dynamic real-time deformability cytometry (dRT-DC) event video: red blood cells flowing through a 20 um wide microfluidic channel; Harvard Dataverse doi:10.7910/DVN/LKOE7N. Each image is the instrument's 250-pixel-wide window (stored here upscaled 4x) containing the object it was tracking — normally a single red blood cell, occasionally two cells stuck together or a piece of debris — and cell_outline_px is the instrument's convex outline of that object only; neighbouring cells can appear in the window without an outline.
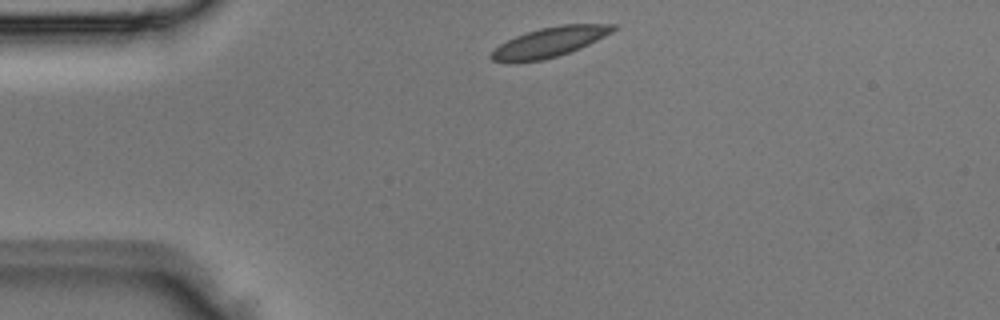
{"species": "Egyptian fruit bat (a non-hibernating species)", "species_latin": "Rousettus aegyptiacus", "temperature_condition": "room temperature", "stored_images_in_passage": 2, "camera_frame_rate_fps": 3000, "um_per_image_px": 0.085, "animal": {"sex": "male"}, "frame": {"image": 1, "passage_image": 1, "time_ms": 0.0, "image_size_px": [1000, 320], "cell_outline_px": [[620, 28], [580, 48], [556, 56], [540, 60], [492, 60], [488, 56], [500, 44], [516, 36], [540, 28], [560, 24], [620, 24]], "centroid_in_image_um": [46.82, 3.53], "position_along_channel_um": 38.2, "area_um2": 20.52}}